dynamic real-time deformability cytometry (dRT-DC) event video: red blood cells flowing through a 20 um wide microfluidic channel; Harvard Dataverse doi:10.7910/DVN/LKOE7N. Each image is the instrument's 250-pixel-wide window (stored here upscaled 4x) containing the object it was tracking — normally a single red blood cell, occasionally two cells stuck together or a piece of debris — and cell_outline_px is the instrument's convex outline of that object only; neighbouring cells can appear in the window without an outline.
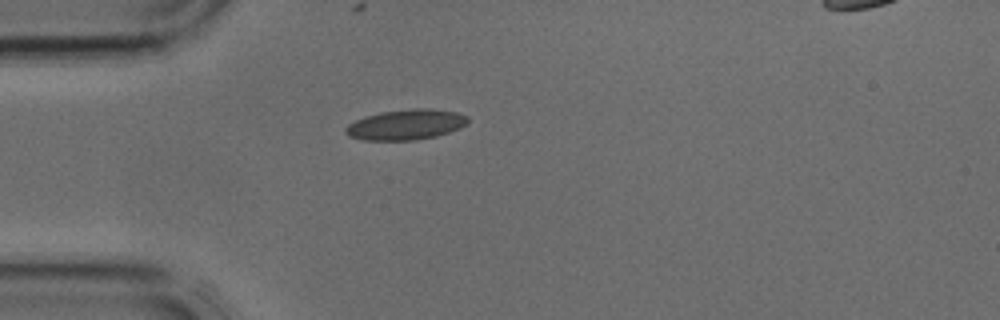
{"species": "common noctule bat (a hibernating species)", "species_latin": "Nyctalus noctula", "temperature_condition": "cold", "stored_images_in_passage": 1, "camera_frame_rate_fps": 3000, "um_per_image_px": 0.085, "animal": {"sex": "male", "body_mass_g": 17.9, "forearm_length_mm": 54.2}, "frame": {"image": 1, "passage_image": 1, "time_ms": 0.0, "image_size_px": [1000, 320], "cell_outline_px": [[468, 124], [460, 128], [436, 136], [416, 140], [364, 140], [348, 136], [344, 132], [344, 128], [348, 124], [364, 116], [380, 112], [412, 108], [432, 108], [456, 112], [468, 116]], "centroid_in_image_um": [34.5, 10.58], "position_along_channel_um": 50.5, "area_um2": 21.85}}